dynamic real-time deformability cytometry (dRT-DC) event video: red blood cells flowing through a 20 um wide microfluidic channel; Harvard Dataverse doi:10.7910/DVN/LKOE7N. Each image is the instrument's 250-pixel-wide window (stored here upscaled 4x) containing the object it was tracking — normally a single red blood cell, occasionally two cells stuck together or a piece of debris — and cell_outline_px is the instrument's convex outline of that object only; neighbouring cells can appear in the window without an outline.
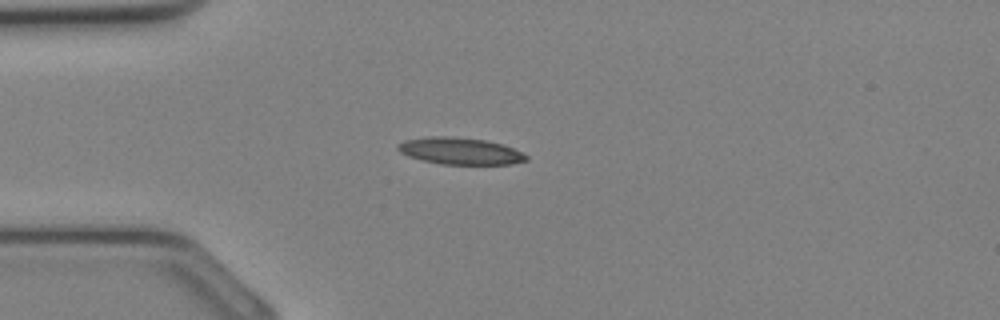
{"species": "Egyptian fruit bat (a non-hibernating species)", "species_latin": "Rousettus aegyptiacus", "temperature_condition": "cold", "stored_images_in_passage": 28, "camera_frame_rate_fps": 3000, "um_per_image_px": 0.085, "animal": {"sex": "female"}, "frame": {"image": 1, "passage_image": 3, "time_ms": 0.667, "image_size_px": [1000, 320], "cell_outline_px": [[528, 160], [512, 164], [440, 164], [408, 156], [400, 152], [396, 148], [396, 144], [404, 140], [428, 136], [448, 136], [484, 140], [504, 144], [528, 156]], "centroid_in_image_um": [39.08, 12.83], "position_along_channel_um": 45.9, "area_um2": 20.06}}
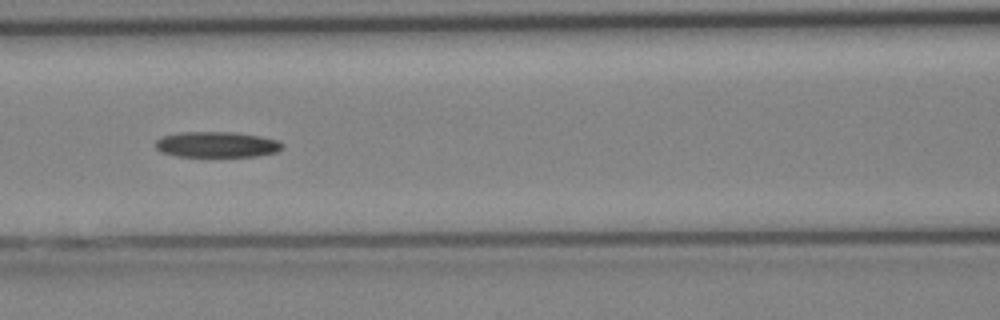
{"frame": {"image": 2, "passage_image": 9, "time_ms": 2.667, "image_size_px": [1000, 320], "cell_outline_px": [[284, 148], [276, 152], [256, 156], [176, 156], [160, 152], [156, 148], [156, 140], [160, 136], [180, 132], [236, 132], [260, 136], [276, 140], [284, 144]], "centroid_in_image_um": [18.41, 12.28], "position_along_channel_um": 148.2, "area_um2": 19.07}}
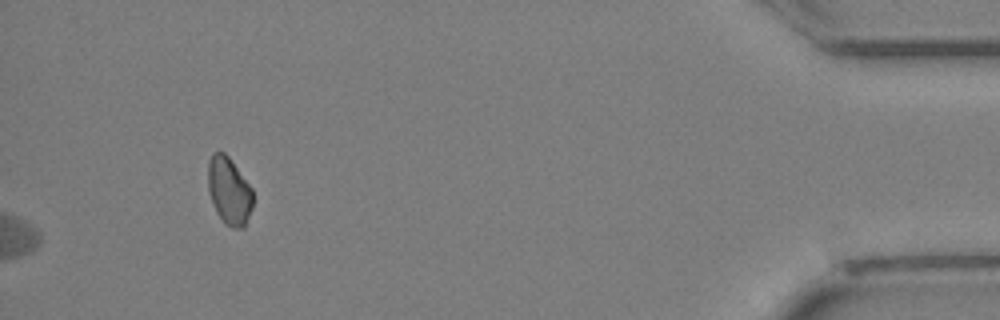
{"frame": {"image": 3, "passage_image": 26, "time_ms": 8.333, "image_size_px": [1000, 320], "cell_outline_px": [[252, 208], [244, 228], [232, 228], [224, 224], [216, 212], [208, 192], [208, 160], [212, 152], [224, 152], [228, 156], [252, 188]], "centroid_in_image_um": [19.45, 16.24], "position_along_channel_um": 415.7, "area_um2": 17.74}}